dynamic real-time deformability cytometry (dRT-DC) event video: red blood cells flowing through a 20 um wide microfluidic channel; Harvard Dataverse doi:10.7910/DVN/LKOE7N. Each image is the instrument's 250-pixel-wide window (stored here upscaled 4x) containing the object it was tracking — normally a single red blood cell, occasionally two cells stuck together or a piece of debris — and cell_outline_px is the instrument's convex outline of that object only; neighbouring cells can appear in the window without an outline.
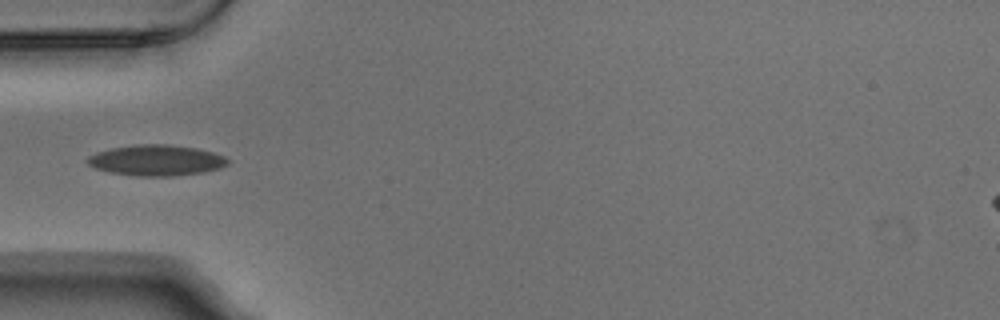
{"species": "Egyptian fruit bat (a non-hibernating species)", "species_latin": "Rousettus aegyptiacus", "temperature_condition": "warm", "stored_images_in_passage": 4, "camera_frame_rate_fps": 3000, "um_per_image_px": 0.085, "animal": {"sex": "male"}, "frame": {"image": 1, "passage_image": 4, "time_ms": 1.0, "image_size_px": [1000, 320], "cell_outline_px": [[228, 164], [220, 168], [204, 172], [172, 176], [136, 176], [108, 172], [96, 168], [88, 164], [88, 156], [96, 152], [112, 148], [136, 144], [164, 144], [196, 148], [212, 152], [224, 156], [228, 160]], "centroid_in_image_um": [13.28, 13.63], "position_along_channel_um": 71.7, "area_um2": 25.09}}